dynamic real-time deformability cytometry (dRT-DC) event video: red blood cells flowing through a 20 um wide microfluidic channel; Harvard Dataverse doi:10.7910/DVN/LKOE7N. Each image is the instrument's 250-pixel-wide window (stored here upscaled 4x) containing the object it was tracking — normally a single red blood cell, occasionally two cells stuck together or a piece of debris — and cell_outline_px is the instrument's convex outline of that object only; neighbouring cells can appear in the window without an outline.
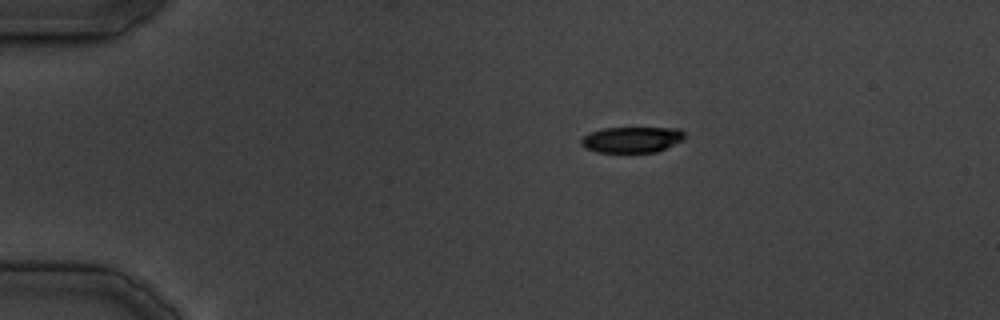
{"species": "common noctule bat (a hibernating species)", "species_latin": "Nyctalus noctula", "temperature_condition": "cold", "stored_images_in_passage": 17, "camera_frame_rate_fps": 3000, "um_per_image_px": 0.085, "animal": {"sex": "male", "body_mass_g": 19.5, "forearm_length_mm": 54.6}, "frame": {"image": 1, "passage_image": 3, "time_ms": 3.333, "image_size_px": [1000, 320], "cell_outline_px": [[684, 140], [656, 152], [596, 152], [584, 148], [580, 144], [580, 140], [584, 136], [592, 132], [604, 128], [680, 128], [684, 132]], "centroid_in_image_um": [53.71, 11.87], "position_along_channel_um": 31.3, "area_um2": 15.61}}